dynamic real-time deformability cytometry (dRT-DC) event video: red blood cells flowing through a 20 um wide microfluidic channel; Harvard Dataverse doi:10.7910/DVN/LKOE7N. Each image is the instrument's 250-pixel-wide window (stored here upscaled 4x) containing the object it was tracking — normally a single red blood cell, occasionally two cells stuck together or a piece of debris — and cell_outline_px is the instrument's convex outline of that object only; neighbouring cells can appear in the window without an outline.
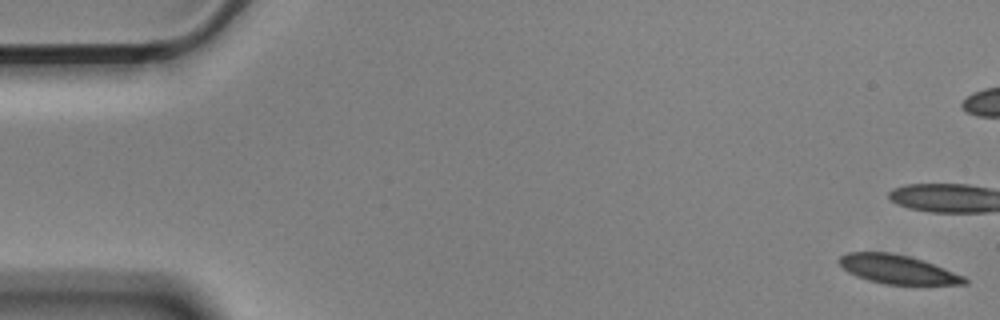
{"species": "Egyptian fruit bat (a non-hibernating species)", "species_latin": "Rousettus aegyptiacus", "temperature_condition": "cold", "stored_images_in_passage": 57, "camera_frame_rate_fps": 3000, "um_per_image_px": 0.085, "animal": {"sex": "male"}, "frame": {"image": 1, "passage_image": 1, "time_ms": 0.0, "image_size_px": [1000, 320], "cell_outline_px": [[968, 284], [884, 284], [868, 280], [856, 276], [848, 272], [840, 264], [840, 256], [848, 252], [892, 252], [924, 260], [964, 276], [968, 280]], "centroid_in_image_um": [76.3, 22.89], "position_along_channel_um": 8.7, "area_um2": 20.92}, "authors_computed_cell_mechanics": {"area_um2": 22.6576, "velocity_mm_per_s": 3.5621, "shape_relaxation_time_tau1_ms": 9.6039, "shape_relaxation_time_tau2_ms": 3.5542, "deformation_change_tau1": 0.1588, "deformation_change_tau2": 0.0818}}